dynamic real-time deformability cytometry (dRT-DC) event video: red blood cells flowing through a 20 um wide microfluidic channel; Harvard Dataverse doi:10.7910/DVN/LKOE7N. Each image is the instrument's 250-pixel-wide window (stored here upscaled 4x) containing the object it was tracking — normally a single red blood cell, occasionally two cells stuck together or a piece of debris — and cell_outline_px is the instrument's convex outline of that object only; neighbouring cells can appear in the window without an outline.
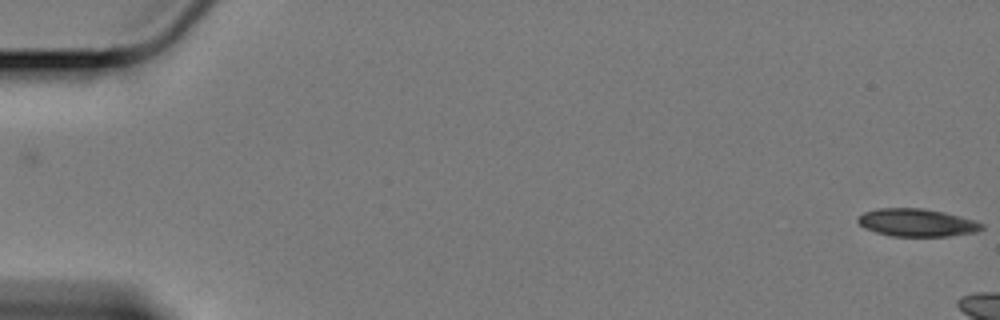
{"species": "Egyptian fruit bat (a non-hibernating species)", "species_latin": "Rousettus aegyptiacus", "temperature_condition": "cold", "stored_images_in_passage": 14, "camera_frame_rate_fps": 3000, "um_per_image_px": 0.085, "animal": {"sex": "female"}, "frame": {"image": 1, "passage_image": 1, "time_ms": 0.0, "image_size_px": [1000, 320], "cell_outline_px": [[984, 228], [976, 232], [948, 236], [892, 236], [876, 232], [864, 228], [856, 220], [864, 212], [880, 208], [920, 208], [940, 212], [972, 220], [984, 224]], "centroid_in_image_um": [77.9, 18.93], "position_along_channel_um": 7.1, "area_um2": 19.65}}